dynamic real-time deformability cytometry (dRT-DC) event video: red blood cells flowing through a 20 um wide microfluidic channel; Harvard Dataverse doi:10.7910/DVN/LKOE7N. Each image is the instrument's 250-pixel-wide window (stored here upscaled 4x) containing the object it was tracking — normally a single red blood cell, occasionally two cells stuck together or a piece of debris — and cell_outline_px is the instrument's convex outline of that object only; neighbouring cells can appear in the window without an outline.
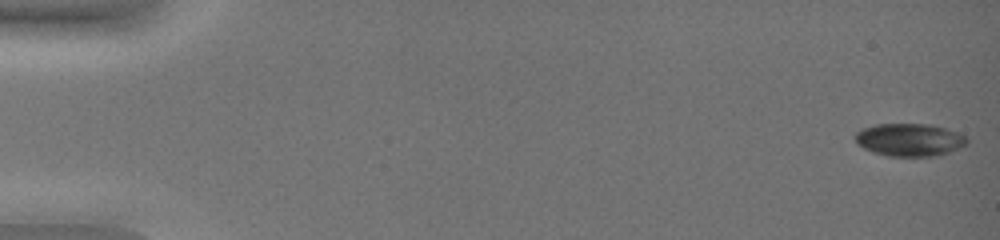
{"species": "common noctule bat (a hibernating species)", "species_latin": "Nyctalus noctula", "temperature_condition": "warm", "stored_images_in_passage": 50, "camera_frame_rate_fps": 3000, "um_per_image_px": 0.085, "animal": {"sex": "female", "body_mass_g": 19.0, "forearm_length_mm": 51.5}, "frame": {"image": 1, "passage_image": 1, "time_ms": 0.0, "image_size_px": [1000, 240], "cell_outline_px": [[968, 140], [964, 144], [948, 152], [936, 156], [888, 156], [872, 152], [864, 148], [856, 140], [856, 132], [864, 128], [876, 124], [928, 124], [944, 128], [956, 132], [964, 136]], "centroid_in_image_um": [77.28, 11.88], "position_along_channel_um": 7.7, "area_um2": 20.87}}
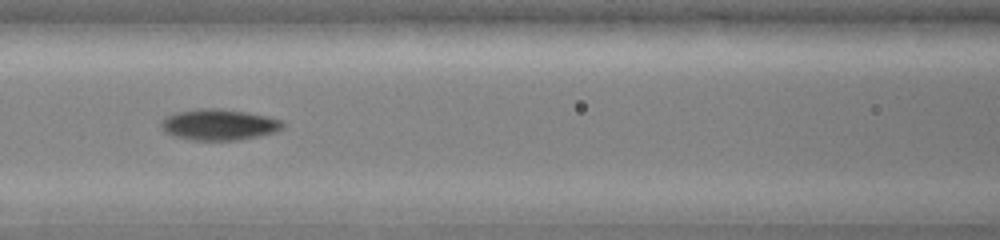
{"frame": {"image": 2, "passage_image": 25, "time_ms": 8.0, "image_size_px": [1000, 240], "cell_outline_px": [[284, 128], [276, 132], [236, 140], [192, 140], [172, 136], [164, 132], [160, 124], [164, 116], [176, 112], [200, 108], [220, 108], [248, 112], [268, 116], [284, 120]], "centroid_in_image_um": [18.61, 10.58], "position_along_channel_um": 148.0, "area_um2": 22.31}}
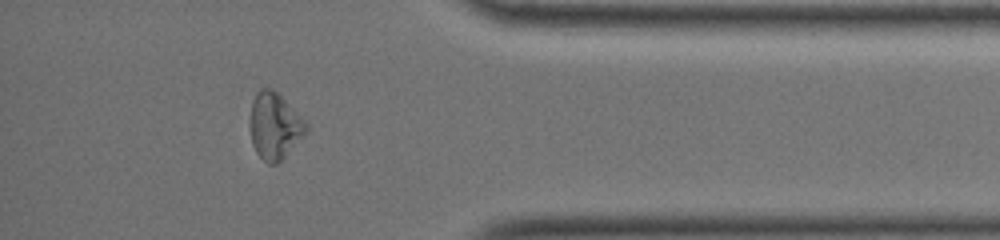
{"frame": {"image": 3, "passage_image": 46, "time_ms": 15.0, "image_size_px": [1000, 240], "cell_outline_px": [[308, 132], [276, 164], [268, 164], [256, 152], [252, 144], [248, 124], [248, 120], [252, 100], [256, 92], [260, 88], [272, 88], [308, 124]], "centroid_in_image_um": [23.29, 10.7], "position_along_channel_um": 411.9, "area_um2": 21.79}, "authors_computed_cell_mechanics": {"area_um2": 21.1548, "velocity_mm_per_s": 3.9182, "shape_relaxation_time_tau1_ms": 9.7342, "shape_relaxation_time_tau2_ms": 3.0931, "deformation_change_tau1": 0.2507, "deformation_change_tau2": 0.0687}}